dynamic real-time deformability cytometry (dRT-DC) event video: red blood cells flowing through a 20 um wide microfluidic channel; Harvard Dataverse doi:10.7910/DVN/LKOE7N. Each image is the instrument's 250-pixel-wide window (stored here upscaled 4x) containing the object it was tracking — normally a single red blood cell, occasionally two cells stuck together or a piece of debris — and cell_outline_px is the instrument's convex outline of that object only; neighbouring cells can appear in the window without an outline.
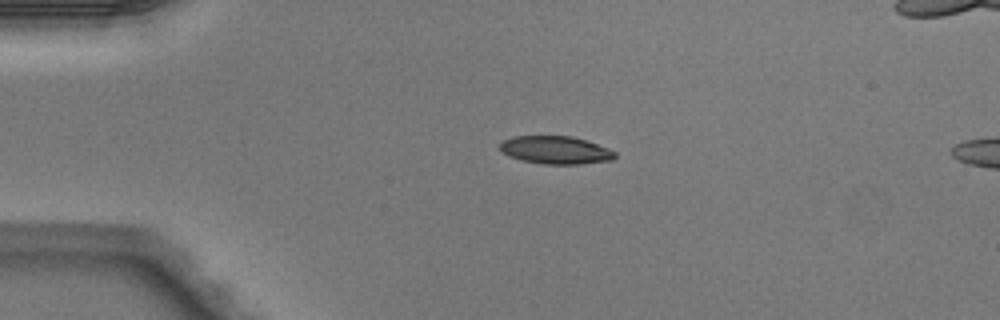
{"species": "Egyptian fruit bat (a non-hibernating species)", "species_latin": "Rousettus aegyptiacus", "temperature_condition": "warm", "stored_images_in_passage": 5, "camera_frame_rate_fps": 3000, "um_per_image_px": 0.085, "animal": {"sex": "male"}, "frame": {"image": 1, "passage_image": 1, "time_ms": 0.0, "image_size_px": [1000, 320], "cell_outline_px": [[616, 156], [612, 160], [580, 164], [544, 164], [520, 160], [508, 156], [500, 152], [500, 144], [504, 140], [512, 136], [572, 136], [608, 148], [616, 152]], "centroid_in_image_um": [47.19, 12.76], "position_along_channel_um": 37.8, "area_um2": 18.73}}